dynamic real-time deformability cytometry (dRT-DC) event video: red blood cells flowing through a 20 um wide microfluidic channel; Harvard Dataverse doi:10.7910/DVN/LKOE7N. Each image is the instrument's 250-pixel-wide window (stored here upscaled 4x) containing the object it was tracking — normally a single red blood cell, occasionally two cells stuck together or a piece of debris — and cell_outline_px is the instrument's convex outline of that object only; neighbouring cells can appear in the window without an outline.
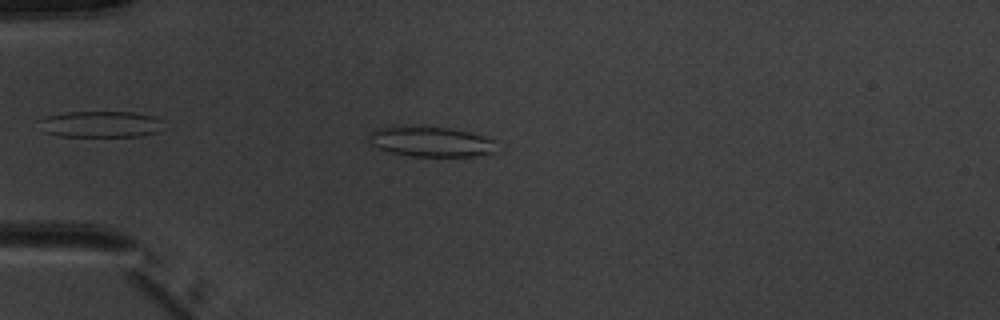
{"species": "common noctule bat (a hibernating species)", "species_latin": "Nyctalus noctula", "temperature_condition": "warm", "stored_images_in_passage": 2, "camera_frame_rate_fps": 3000, "um_per_image_px": 0.085, "animal": {"sex": "male", "body_mass_g": 20.1, "forearm_length_mm": 53.5}, "frame": {"image": 1, "passage_image": 1, "time_ms": 0.0, "image_size_px": [1000, 320], "cell_outline_px": [[496, 140], [492, 152], [472, 156], [412, 156], [388, 152], [372, 144], [368, 140], [372, 132], [376, 128], [452, 128], [484, 136]], "centroid_in_image_um": [36.65, 12.07], "position_along_channel_um": 48.3, "area_um2": 21.56}}